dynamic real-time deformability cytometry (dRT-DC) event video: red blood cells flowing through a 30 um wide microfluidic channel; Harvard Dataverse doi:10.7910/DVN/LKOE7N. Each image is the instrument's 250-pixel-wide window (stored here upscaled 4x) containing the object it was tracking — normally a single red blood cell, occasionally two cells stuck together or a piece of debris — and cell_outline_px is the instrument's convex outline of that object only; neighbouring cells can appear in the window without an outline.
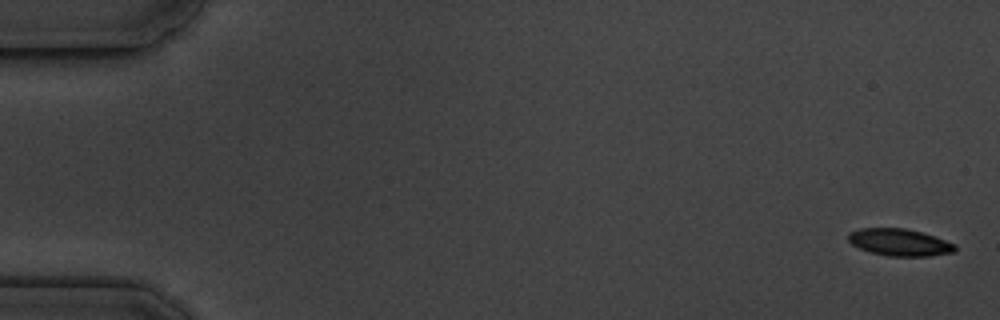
{"species": "common noctule bat (a hibernating species)", "species_latin": "Nyctalus noctula", "temperature_condition": "cold", "stored_images_in_passage": 9, "camera_frame_rate_fps": 3000, "um_per_image_px": 0.085, "animal": {"sex": "male", "body_mass_g": 19.5, "forearm_length_mm": 54.6}, "frame": {"image": 1, "passage_image": 1, "time_ms": 0.0, "image_size_px": [1000, 320], "cell_outline_px": [[956, 252], [928, 256], [888, 256], [872, 252], [860, 248], [852, 244], [848, 240], [848, 232], [860, 228], [904, 228], [920, 232], [956, 244]], "centroid_in_image_um": [76.45, 20.6], "position_along_channel_um": 8.5, "area_um2": 16.7}}
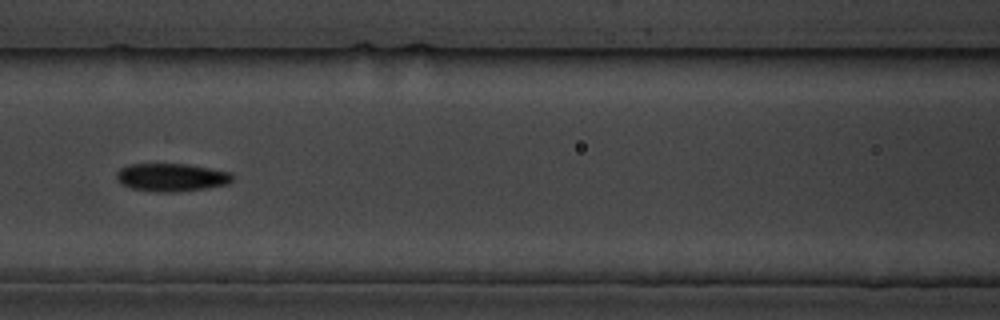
{"frame": {"image": 2, "passage_image": 8, "time_ms": 8.0, "image_size_px": [1000, 320], "cell_outline_px": [[232, 180], [228, 184], [180, 192], [156, 192], [132, 188], [120, 184], [116, 180], [116, 172], [120, 168], [128, 164], [188, 164], [232, 172]], "centroid_in_image_um": [14.54, 15.07], "position_along_channel_um": 152.1, "area_um2": 19.07}}
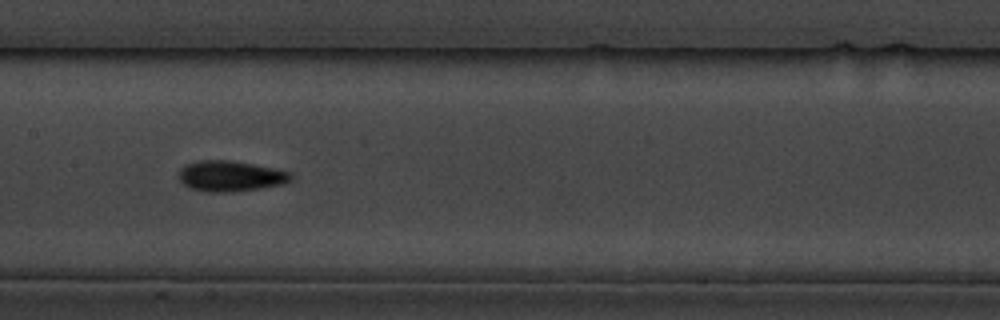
{"frame": {"image": 3, "passage_image": 9, "time_ms": 9.0, "image_size_px": [1000, 320], "cell_outline_px": [[292, 180], [284, 184], [264, 188], [232, 192], [208, 192], [188, 188], [176, 176], [180, 168], [184, 164], [196, 160], [228, 160], [252, 164], [292, 172]], "centroid_in_image_um": [19.55, 14.97], "position_along_channel_um": 187.8, "area_um2": 20.4}}